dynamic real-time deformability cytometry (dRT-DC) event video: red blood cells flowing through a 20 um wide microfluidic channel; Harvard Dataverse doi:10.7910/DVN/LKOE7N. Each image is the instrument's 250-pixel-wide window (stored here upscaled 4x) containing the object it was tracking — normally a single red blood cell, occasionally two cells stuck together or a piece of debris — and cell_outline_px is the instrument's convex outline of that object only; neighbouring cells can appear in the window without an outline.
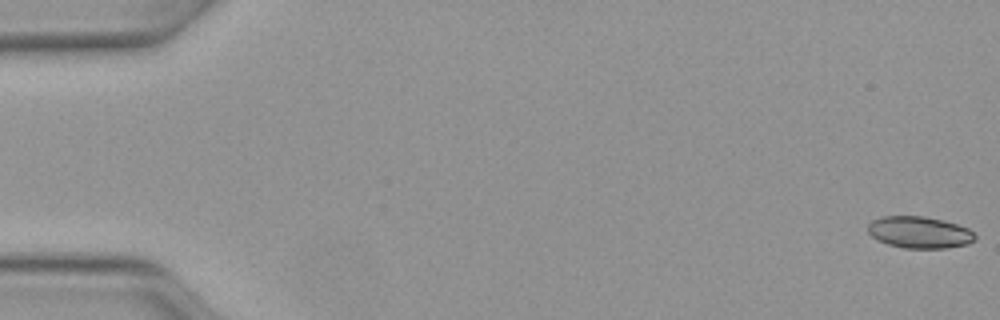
{"species": "Egyptian fruit bat (a non-hibernating species)", "species_latin": "Rousettus aegyptiacus", "temperature_condition": "warm", "stored_images_in_passage": 51, "camera_frame_rate_fps": 3000, "um_per_image_px": 0.085, "animal": {"sex": "female"}, "frame": {"image": 1, "passage_image": 1, "time_ms": 0.0, "image_size_px": [1000, 320], "cell_outline_px": [[976, 240], [968, 244], [944, 248], [904, 248], [888, 244], [872, 236], [868, 232], [868, 224], [872, 220], [880, 216], [924, 216], [944, 220], [968, 228], [976, 236]], "centroid_in_image_um": [78.16, 19.74], "position_along_channel_um": 6.8, "area_um2": 19.83}}
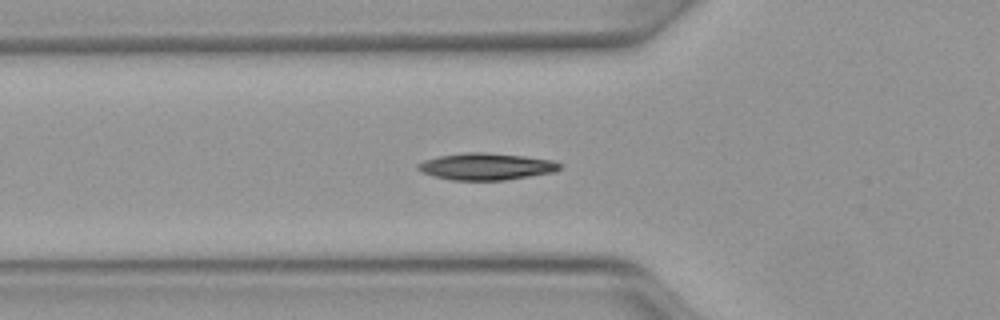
{"frame": {"image": 2, "passage_image": 18, "time_ms": 5.667, "image_size_px": [1000, 320], "cell_outline_px": [[560, 168], [552, 172], [504, 180], [452, 180], [436, 176], [424, 172], [416, 168], [416, 164], [424, 160], [440, 156], [468, 152], [488, 152], [524, 156], [552, 160], [560, 164]], "centroid_in_image_um": [41.3, 14.14], "position_along_channel_um": 84.5, "area_um2": 21.85}}
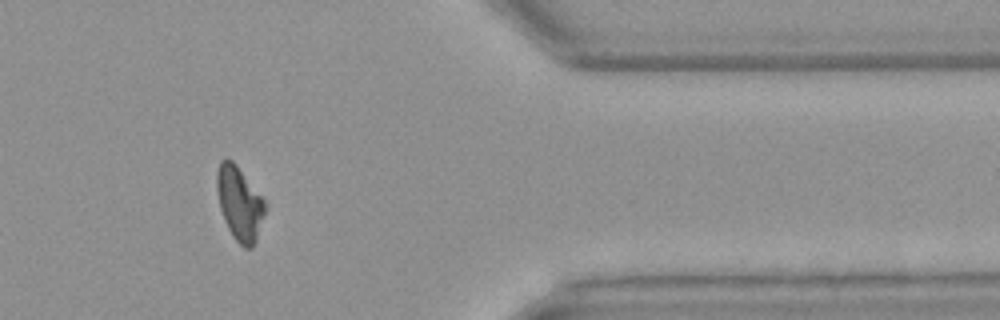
{"frame": {"image": 3, "passage_image": 42, "time_ms": 13.667, "image_size_px": [1000, 320], "cell_outline_px": [[264, 212], [256, 240], [252, 248], [244, 248], [232, 236], [224, 220], [220, 208], [216, 192], [216, 172], [220, 160], [232, 160], [236, 164], [264, 200]], "centroid_in_image_um": [20.31, 17.29], "position_along_channel_um": 391.1, "area_um2": 20.4}, "authors_computed_cell_mechanics": {"area_um2": 20.7502, "velocity_mm_per_s": 4.1215, "shape_relaxation_time_tau1_ms": 3.3818, "shape_relaxation_time_tau2_ms": 2.164, "deformation_change_tau1": 0.1551, "deformation_change_tau2": 0.0722}}